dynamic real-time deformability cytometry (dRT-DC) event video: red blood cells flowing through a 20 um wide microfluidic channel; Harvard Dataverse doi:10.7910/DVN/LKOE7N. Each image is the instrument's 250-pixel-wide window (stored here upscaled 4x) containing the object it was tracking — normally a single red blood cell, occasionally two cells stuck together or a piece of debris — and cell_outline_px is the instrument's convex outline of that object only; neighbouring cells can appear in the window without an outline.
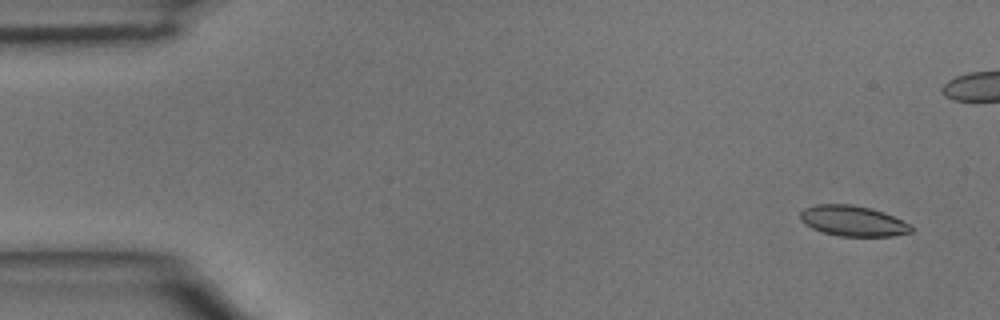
{"species": "common noctule bat (a hibernating species)", "species_latin": "Nyctalus noctula", "temperature_condition": "room temperature", "stored_images_in_passage": 3, "camera_frame_rate_fps": 3000, "um_per_image_px": 0.085, "animal": {"sex": "male", "body_mass_g": 15.6}, "frame": {"image": 1, "passage_image": 1, "time_ms": 0.0, "image_size_px": [1000, 320], "cell_outline_px": [[912, 232], [892, 236], [840, 236], [824, 232], [812, 228], [804, 224], [800, 220], [800, 212], [804, 208], [816, 204], [852, 204], [872, 208], [884, 212], [912, 224]], "centroid_in_image_um": [72.51, 18.77], "position_along_channel_um": 12.5, "area_um2": 19.88}}